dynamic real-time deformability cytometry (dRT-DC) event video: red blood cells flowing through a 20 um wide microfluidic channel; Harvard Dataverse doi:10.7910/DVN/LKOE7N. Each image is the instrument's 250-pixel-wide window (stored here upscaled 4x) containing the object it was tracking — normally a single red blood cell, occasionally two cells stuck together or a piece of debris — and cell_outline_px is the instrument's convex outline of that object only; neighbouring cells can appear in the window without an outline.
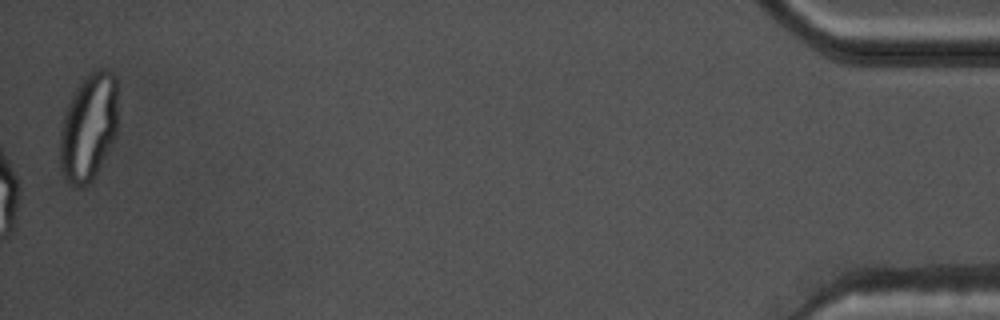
{"species": "common noctule bat (a hibernating species)", "species_latin": "Nyctalus noctula", "temperature_condition": "warm", "stored_images_in_passage": 46, "camera_frame_rate_fps": 3000, "um_per_image_px": 0.085, "animal": {"sex": "male", "body_mass_g": 17.5, "forearm_length_mm": 52.3}, "frame": {"image": 1, "passage_image": 46, "time_ms": 15.0, "image_size_px": [1000, 320], "cell_outline_px": [[116, 136], [96, 172], [88, 184], [80, 188], [72, 184], [68, 180], [60, 168], [60, 132], [64, 116], [68, 104], [80, 84], [96, 68], [104, 68], [112, 72], [116, 76]], "centroid_in_image_um": [7.53, 10.81], "position_along_channel_um": 427.7, "area_um2": 35.55}, "authors_computed_cell_mechanics": {"area_um2": 23.7558, "velocity_mm_per_s": 3.7614, "shape_relaxation_time_tau1_ms": null, "shape_relaxation_time_tau2_ms": 1.2855, "deformation_change_tau1": null, "deformation_change_tau2": 0.0874}}